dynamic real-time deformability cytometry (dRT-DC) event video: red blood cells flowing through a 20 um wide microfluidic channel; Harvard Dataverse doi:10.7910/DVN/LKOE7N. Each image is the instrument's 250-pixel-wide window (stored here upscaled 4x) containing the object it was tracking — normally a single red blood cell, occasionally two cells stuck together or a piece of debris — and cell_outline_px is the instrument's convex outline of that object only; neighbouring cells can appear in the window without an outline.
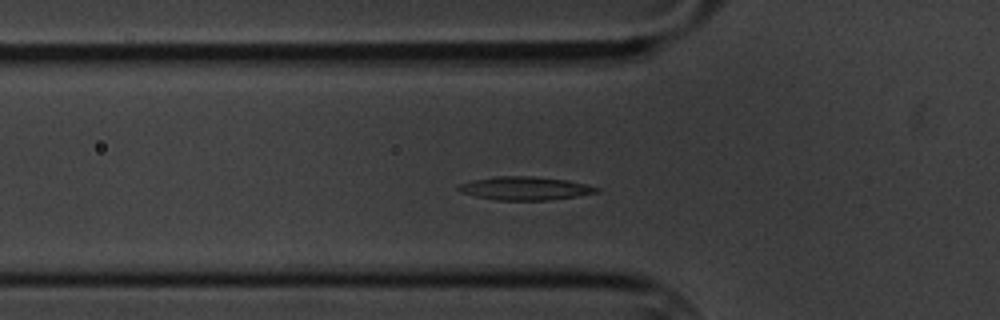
{"species": "common noctule bat (a hibernating species)", "species_latin": "Nyctalus noctula", "temperature_condition": "cold", "stored_images_in_passage": 42, "camera_frame_rate_fps": 3000, "um_per_image_px": 0.085, "animal": {"sex": "male", "body_mass_g": 20.1, "forearm_length_mm": 53.5}, "frame": {"image": 1, "passage_image": 14, "time_ms": 4.333, "image_size_px": [1000, 320], "cell_outline_px": [[600, 192], [552, 200], [496, 200], [476, 196], [460, 192], [456, 188], [460, 184], [472, 180], [496, 176], [532, 176], [568, 180], [588, 184], [600, 188]], "centroid_in_image_um": [44.66, 16.0], "position_along_channel_um": 81.1, "area_um2": 18.9}}
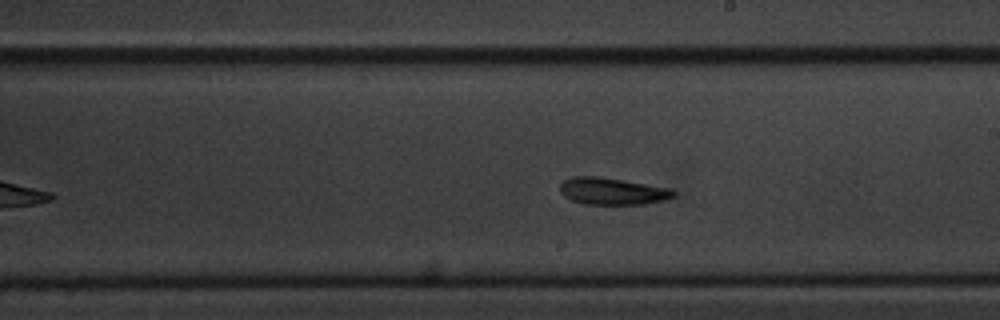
{"frame": {"image": 2, "passage_image": 28, "time_ms": 9.0, "image_size_px": [1000, 320], "cell_outline_px": [[676, 196], [664, 200], [644, 204], [584, 204], [572, 200], [564, 196], [560, 192], [560, 184], [564, 180], [572, 176], [600, 176], [672, 188], [676, 192]], "centroid_in_image_um": [52.07, 16.24], "position_along_channel_um": 236.9, "area_um2": 18.03}}
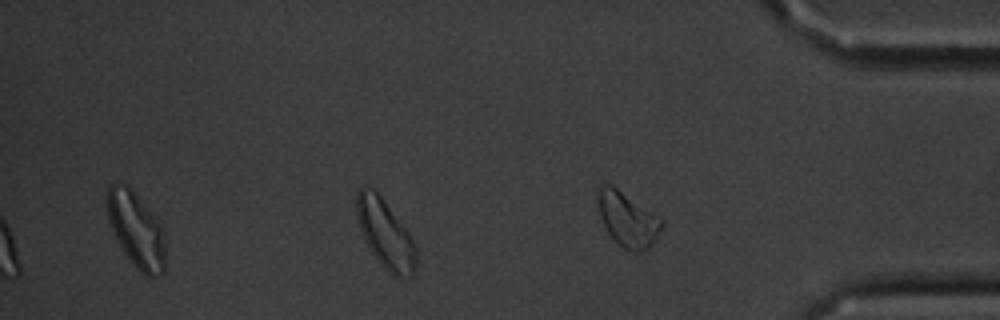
{"frame": {"image": 3, "passage_image": 42, "time_ms": 13.667, "image_size_px": [1000, 320], "cell_outline_px": [[664, 224], [656, 240], [648, 248], [640, 252], [632, 252], [624, 248], [608, 232], [600, 216], [596, 200], [596, 184], [612, 184], [664, 220]], "centroid_in_image_um": [53.32, 18.6], "position_along_channel_um": 381.9, "area_um2": 20.52}, "authors_computed_cell_mechanics": {"area_um2": 18.1781, "velocity_mm_per_s": 3.3265, "shape_relaxation_time_tau1_ms": 4.3446, "shape_relaxation_time_tau2_ms": 6.2512, "deformation_change_tau1": 0.1059, "deformation_change_tau2": 0.1502}}